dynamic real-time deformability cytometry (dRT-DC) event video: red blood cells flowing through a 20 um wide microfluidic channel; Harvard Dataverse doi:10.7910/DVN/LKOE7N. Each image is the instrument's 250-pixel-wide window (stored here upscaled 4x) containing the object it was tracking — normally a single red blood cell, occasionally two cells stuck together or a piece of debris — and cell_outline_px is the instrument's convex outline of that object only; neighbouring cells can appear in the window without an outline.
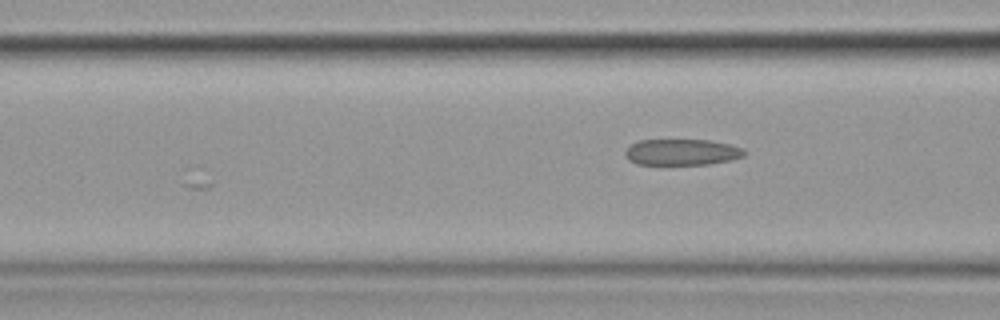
{"species": "common noctule bat (a hibernating species)", "species_latin": "Nyctalus noctula", "temperature_condition": "cold", "stored_images_in_passage": 9, "camera_frame_rate_fps": 3000, "um_per_image_px": 0.085, "animal": {"sex": "female", "body_mass_g": 19.9}, "frame": {"image": 1, "passage_image": 6, "time_ms": 6.0, "image_size_px": [1000, 320], "cell_outline_px": [[748, 152], [744, 156], [732, 160], [708, 164], [636, 164], [628, 160], [624, 152], [636, 140], [708, 140], [732, 144], [744, 148]], "centroid_in_image_um": [58.01, 12.93], "position_along_channel_um": 108.6, "area_um2": 18.32}}
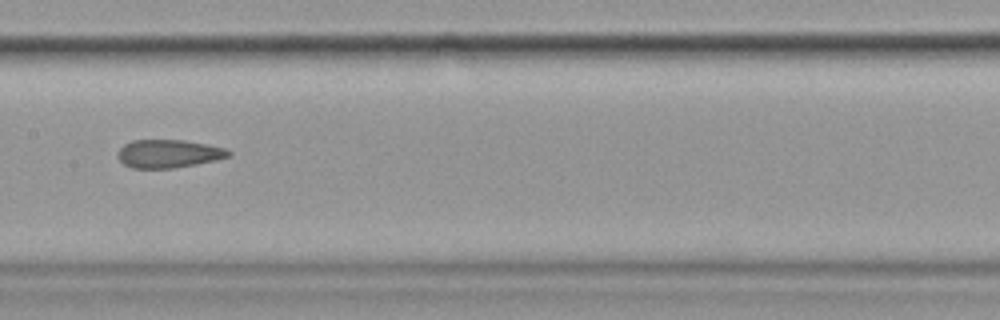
{"frame": {"image": 2, "passage_image": 8, "time_ms": 8.333, "image_size_px": [1000, 320], "cell_outline_px": [[232, 152], [228, 156], [216, 160], [196, 164], [172, 168], [132, 168], [124, 164], [116, 156], [120, 148], [124, 144], [132, 140], [184, 140], [208, 144], [228, 148]], "centroid_in_image_um": [14.33, 13.05], "position_along_channel_um": 193.1, "area_um2": 18.26}}
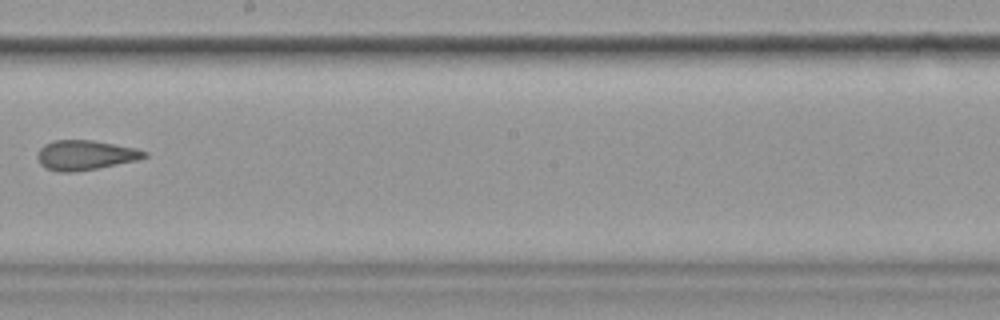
{"frame": {"image": 3, "passage_image": 9, "time_ms": 9.667, "image_size_px": [1000, 320], "cell_outline_px": [[148, 156], [136, 160], [76, 172], [60, 172], [48, 168], [40, 164], [36, 156], [40, 148], [44, 144], [52, 140], [92, 140], [136, 148], [148, 152]], "centroid_in_image_um": [7.22, 13.17], "position_along_channel_um": 241.0, "area_um2": 18.44}}